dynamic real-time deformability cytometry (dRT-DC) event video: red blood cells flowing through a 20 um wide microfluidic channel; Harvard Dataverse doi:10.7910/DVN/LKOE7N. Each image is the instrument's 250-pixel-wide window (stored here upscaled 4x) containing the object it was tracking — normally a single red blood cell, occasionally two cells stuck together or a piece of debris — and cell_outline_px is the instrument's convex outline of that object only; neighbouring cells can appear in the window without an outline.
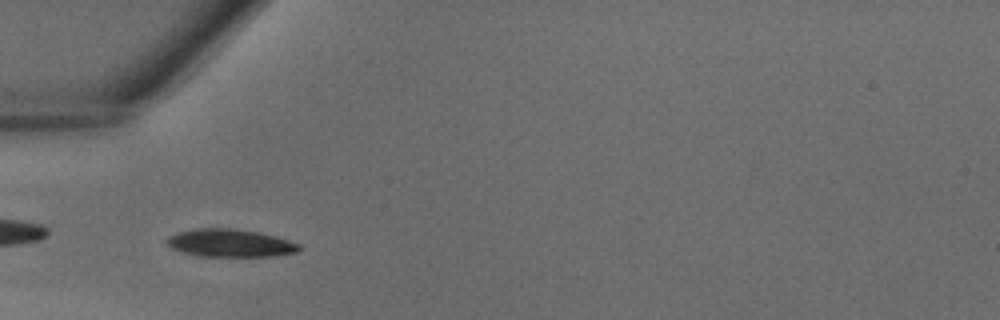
{"species": "common noctule bat (a hibernating species)", "species_latin": "Nyctalus noctula", "temperature_condition": "warm", "stored_images_in_passage": 40, "camera_frame_rate_fps": 3000, "um_per_image_px": 0.085, "animal": {"sex": "male", "body_mass_g": 18.8}, "frame": {"image": 1, "passage_image": 12, "time_ms": 3.667, "image_size_px": [1000, 320], "cell_outline_px": [[300, 248], [296, 252], [276, 256], [196, 256], [172, 248], [164, 240], [168, 236], [176, 232], [196, 228], [232, 228], [260, 232], [276, 236], [300, 244]], "centroid_in_image_um": [19.54, 20.65], "position_along_channel_um": 65.5, "area_um2": 21.56}}
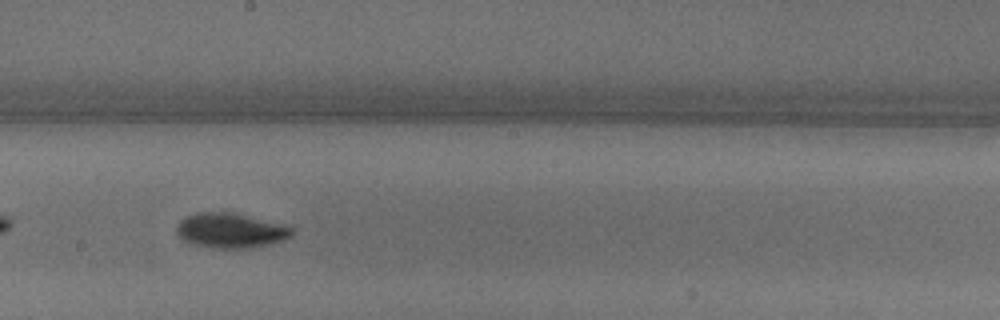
{"frame": {"image": 2, "passage_image": 22, "time_ms": 7.0, "image_size_px": [1000, 320], "cell_outline_px": [[292, 236], [284, 240], [252, 248], [212, 248], [188, 244], [176, 232], [176, 228], [180, 220], [196, 212], [232, 212], [284, 224], [292, 228]], "centroid_in_image_um": [19.59, 19.6], "position_along_channel_um": 228.6, "area_um2": 23.58}}
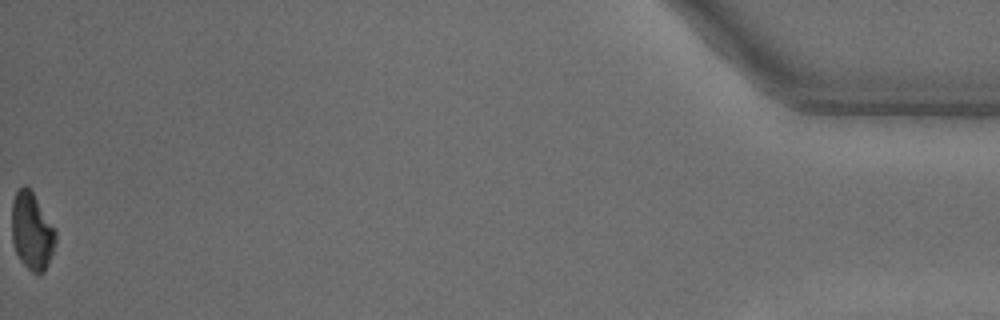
{"frame": {"image": 3, "passage_image": 40, "time_ms": 13.0, "image_size_px": [1000, 320], "cell_outline_px": [[56, 240], [48, 264], [44, 272], [32, 272], [20, 260], [16, 252], [12, 240], [12, 200], [16, 192], [24, 184], [32, 192], [56, 232]], "centroid_in_image_um": [2.69, 19.66], "position_along_channel_um": 432.5, "area_um2": 19.31}}